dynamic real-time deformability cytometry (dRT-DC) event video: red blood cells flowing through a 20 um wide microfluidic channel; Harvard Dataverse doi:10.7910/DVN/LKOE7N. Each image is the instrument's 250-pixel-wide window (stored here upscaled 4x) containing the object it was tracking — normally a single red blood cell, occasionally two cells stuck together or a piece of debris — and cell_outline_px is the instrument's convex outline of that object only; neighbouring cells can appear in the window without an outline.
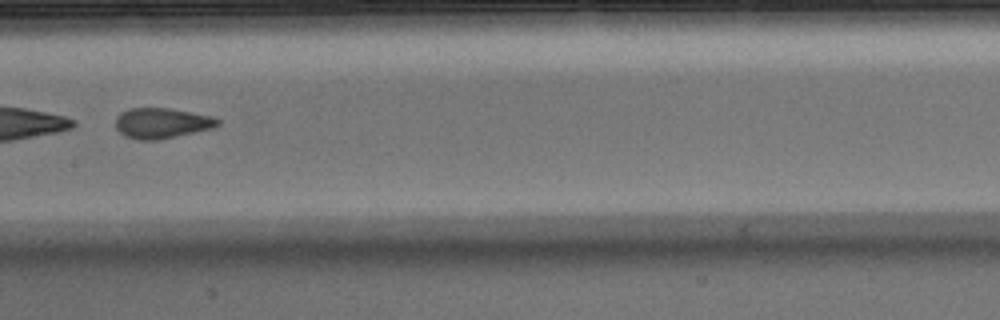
{"species": "Egyptian fruit bat (a non-hibernating species)", "species_latin": "Rousettus aegyptiacus", "temperature_condition": "warm", "stored_images_in_passage": 44, "segment_of_instrument_passage": [2, 2], "camera_frame_rate_fps": 3000, "um_per_image_px": 0.085, "animal": {"sex": "male"}, "frame": {"image": 1, "passage_image": 19, "time_ms": 6.0, "image_size_px": [1000, 320], "cell_outline_px": [[220, 124], [212, 128], [176, 136], [156, 140], [140, 140], [124, 136], [116, 128], [116, 116], [120, 112], [128, 108], [168, 108], [212, 116], [220, 120]], "centroid_in_image_um": [13.72, 10.46], "position_along_channel_um": 193.7, "area_um2": 18.03}}
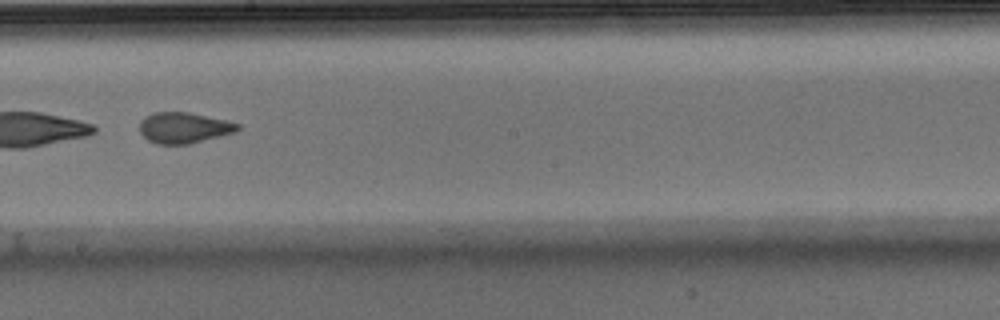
{"frame": {"image": 2, "passage_image": 22, "time_ms": 7.0, "image_size_px": [1000, 320], "cell_outline_px": [[240, 128], [236, 132], [188, 144], [156, 144], [148, 140], [140, 132], [140, 120], [144, 116], [152, 112], [188, 112], [224, 120], [240, 124]], "centroid_in_image_um": [15.6, 10.85], "position_along_channel_um": 232.6, "area_um2": 17.57}}